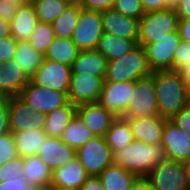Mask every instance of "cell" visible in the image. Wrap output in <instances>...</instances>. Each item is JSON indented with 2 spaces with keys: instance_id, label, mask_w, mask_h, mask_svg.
I'll return each instance as SVG.
<instances>
[{
  "instance_id": "29",
  "label": "cell",
  "mask_w": 190,
  "mask_h": 190,
  "mask_svg": "<svg viewBox=\"0 0 190 190\" xmlns=\"http://www.w3.org/2000/svg\"><path fill=\"white\" fill-rule=\"evenodd\" d=\"M104 137L113 153L134 141L131 126L128 120L122 116L116 117Z\"/></svg>"
},
{
  "instance_id": "13",
  "label": "cell",
  "mask_w": 190,
  "mask_h": 190,
  "mask_svg": "<svg viewBox=\"0 0 190 190\" xmlns=\"http://www.w3.org/2000/svg\"><path fill=\"white\" fill-rule=\"evenodd\" d=\"M181 37L178 30L168 34V37L159 39L158 42L144 47L147 62L151 71L172 70L173 57Z\"/></svg>"
},
{
  "instance_id": "55",
  "label": "cell",
  "mask_w": 190,
  "mask_h": 190,
  "mask_svg": "<svg viewBox=\"0 0 190 190\" xmlns=\"http://www.w3.org/2000/svg\"><path fill=\"white\" fill-rule=\"evenodd\" d=\"M187 175H188V182L190 186V161L186 163Z\"/></svg>"
},
{
  "instance_id": "35",
  "label": "cell",
  "mask_w": 190,
  "mask_h": 190,
  "mask_svg": "<svg viewBox=\"0 0 190 190\" xmlns=\"http://www.w3.org/2000/svg\"><path fill=\"white\" fill-rule=\"evenodd\" d=\"M55 38L52 24L38 21L28 42L36 51L45 55Z\"/></svg>"
},
{
  "instance_id": "37",
  "label": "cell",
  "mask_w": 190,
  "mask_h": 190,
  "mask_svg": "<svg viewBox=\"0 0 190 190\" xmlns=\"http://www.w3.org/2000/svg\"><path fill=\"white\" fill-rule=\"evenodd\" d=\"M19 156L12 132L0 134V166Z\"/></svg>"
},
{
  "instance_id": "22",
  "label": "cell",
  "mask_w": 190,
  "mask_h": 190,
  "mask_svg": "<svg viewBox=\"0 0 190 190\" xmlns=\"http://www.w3.org/2000/svg\"><path fill=\"white\" fill-rule=\"evenodd\" d=\"M107 58L98 50H82L71 66L72 73L106 76Z\"/></svg>"
},
{
  "instance_id": "27",
  "label": "cell",
  "mask_w": 190,
  "mask_h": 190,
  "mask_svg": "<svg viewBox=\"0 0 190 190\" xmlns=\"http://www.w3.org/2000/svg\"><path fill=\"white\" fill-rule=\"evenodd\" d=\"M77 106L70 101L46 114L44 131L48 137L60 138L67 124L76 115Z\"/></svg>"
},
{
  "instance_id": "8",
  "label": "cell",
  "mask_w": 190,
  "mask_h": 190,
  "mask_svg": "<svg viewBox=\"0 0 190 190\" xmlns=\"http://www.w3.org/2000/svg\"><path fill=\"white\" fill-rule=\"evenodd\" d=\"M101 12L81 9L71 40L82 50H95L103 33Z\"/></svg>"
},
{
  "instance_id": "10",
  "label": "cell",
  "mask_w": 190,
  "mask_h": 190,
  "mask_svg": "<svg viewBox=\"0 0 190 190\" xmlns=\"http://www.w3.org/2000/svg\"><path fill=\"white\" fill-rule=\"evenodd\" d=\"M37 112L48 114L69 102L68 93L33 84L31 81L22 90L19 96Z\"/></svg>"
},
{
  "instance_id": "53",
  "label": "cell",
  "mask_w": 190,
  "mask_h": 190,
  "mask_svg": "<svg viewBox=\"0 0 190 190\" xmlns=\"http://www.w3.org/2000/svg\"><path fill=\"white\" fill-rule=\"evenodd\" d=\"M180 0H166V9H176Z\"/></svg>"
},
{
  "instance_id": "19",
  "label": "cell",
  "mask_w": 190,
  "mask_h": 190,
  "mask_svg": "<svg viewBox=\"0 0 190 190\" xmlns=\"http://www.w3.org/2000/svg\"><path fill=\"white\" fill-rule=\"evenodd\" d=\"M29 82L30 78L14 59L0 63V97L20 96Z\"/></svg>"
},
{
  "instance_id": "4",
  "label": "cell",
  "mask_w": 190,
  "mask_h": 190,
  "mask_svg": "<svg viewBox=\"0 0 190 190\" xmlns=\"http://www.w3.org/2000/svg\"><path fill=\"white\" fill-rule=\"evenodd\" d=\"M179 17L175 9L145 12L139 20L138 45H148L177 31Z\"/></svg>"
},
{
  "instance_id": "46",
  "label": "cell",
  "mask_w": 190,
  "mask_h": 190,
  "mask_svg": "<svg viewBox=\"0 0 190 190\" xmlns=\"http://www.w3.org/2000/svg\"><path fill=\"white\" fill-rule=\"evenodd\" d=\"M177 30L181 40L190 43V19L179 18Z\"/></svg>"
},
{
  "instance_id": "51",
  "label": "cell",
  "mask_w": 190,
  "mask_h": 190,
  "mask_svg": "<svg viewBox=\"0 0 190 190\" xmlns=\"http://www.w3.org/2000/svg\"><path fill=\"white\" fill-rule=\"evenodd\" d=\"M182 75L185 86L190 91V62H187L186 65L179 71Z\"/></svg>"
},
{
  "instance_id": "41",
  "label": "cell",
  "mask_w": 190,
  "mask_h": 190,
  "mask_svg": "<svg viewBox=\"0 0 190 190\" xmlns=\"http://www.w3.org/2000/svg\"><path fill=\"white\" fill-rule=\"evenodd\" d=\"M190 138V104L188 103L172 119Z\"/></svg>"
},
{
  "instance_id": "11",
  "label": "cell",
  "mask_w": 190,
  "mask_h": 190,
  "mask_svg": "<svg viewBox=\"0 0 190 190\" xmlns=\"http://www.w3.org/2000/svg\"><path fill=\"white\" fill-rule=\"evenodd\" d=\"M104 81L105 76L71 73L68 91L69 101L76 106L98 102Z\"/></svg>"
},
{
  "instance_id": "50",
  "label": "cell",
  "mask_w": 190,
  "mask_h": 190,
  "mask_svg": "<svg viewBox=\"0 0 190 190\" xmlns=\"http://www.w3.org/2000/svg\"><path fill=\"white\" fill-rule=\"evenodd\" d=\"M131 190H153V188L146 177H138L134 181Z\"/></svg>"
},
{
  "instance_id": "45",
  "label": "cell",
  "mask_w": 190,
  "mask_h": 190,
  "mask_svg": "<svg viewBox=\"0 0 190 190\" xmlns=\"http://www.w3.org/2000/svg\"><path fill=\"white\" fill-rule=\"evenodd\" d=\"M18 6L9 3L7 0H0V18L11 22L16 14Z\"/></svg>"
},
{
  "instance_id": "32",
  "label": "cell",
  "mask_w": 190,
  "mask_h": 190,
  "mask_svg": "<svg viewBox=\"0 0 190 190\" xmlns=\"http://www.w3.org/2000/svg\"><path fill=\"white\" fill-rule=\"evenodd\" d=\"M94 136L95 134H93L85 123L75 115L65 127L60 139L68 146L77 150Z\"/></svg>"
},
{
  "instance_id": "33",
  "label": "cell",
  "mask_w": 190,
  "mask_h": 190,
  "mask_svg": "<svg viewBox=\"0 0 190 190\" xmlns=\"http://www.w3.org/2000/svg\"><path fill=\"white\" fill-rule=\"evenodd\" d=\"M38 21L52 24L70 5L65 0H32Z\"/></svg>"
},
{
  "instance_id": "42",
  "label": "cell",
  "mask_w": 190,
  "mask_h": 190,
  "mask_svg": "<svg viewBox=\"0 0 190 190\" xmlns=\"http://www.w3.org/2000/svg\"><path fill=\"white\" fill-rule=\"evenodd\" d=\"M10 132L9 98L0 97V134Z\"/></svg>"
},
{
  "instance_id": "17",
  "label": "cell",
  "mask_w": 190,
  "mask_h": 190,
  "mask_svg": "<svg viewBox=\"0 0 190 190\" xmlns=\"http://www.w3.org/2000/svg\"><path fill=\"white\" fill-rule=\"evenodd\" d=\"M103 31L126 40H138L139 20L108 9L101 12Z\"/></svg>"
},
{
  "instance_id": "18",
  "label": "cell",
  "mask_w": 190,
  "mask_h": 190,
  "mask_svg": "<svg viewBox=\"0 0 190 190\" xmlns=\"http://www.w3.org/2000/svg\"><path fill=\"white\" fill-rule=\"evenodd\" d=\"M131 126L134 140L156 145L161 143L166 119L160 115L126 118Z\"/></svg>"
},
{
  "instance_id": "54",
  "label": "cell",
  "mask_w": 190,
  "mask_h": 190,
  "mask_svg": "<svg viewBox=\"0 0 190 190\" xmlns=\"http://www.w3.org/2000/svg\"><path fill=\"white\" fill-rule=\"evenodd\" d=\"M9 3H12L16 6H23L31 2V0H7Z\"/></svg>"
},
{
  "instance_id": "1",
  "label": "cell",
  "mask_w": 190,
  "mask_h": 190,
  "mask_svg": "<svg viewBox=\"0 0 190 190\" xmlns=\"http://www.w3.org/2000/svg\"><path fill=\"white\" fill-rule=\"evenodd\" d=\"M159 115L172 119L189 102V92L179 71H153Z\"/></svg>"
},
{
  "instance_id": "31",
  "label": "cell",
  "mask_w": 190,
  "mask_h": 190,
  "mask_svg": "<svg viewBox=\"0 0 190 190\" xmlns=\"http://www.w3.org/2000/svg\"><path fill=\"white\" fill-rule=\"evenodd\" d=\"M80 51L71 39L56 37L44 56L45 59L72 66Z\"/></svg>"
},
{
  "instance_id": "44",
  "label": "cell",
  "mask_w": 190,
  "mask_h": 190,
  "mask_svg": "<svg viewBox=\"0 0 190 190\" xmlns=\"http://www.w3.org/2000/svg\"><path fill=\"white\" fill-rule=\"evenodd\" d=\"M31 188L23 177L0 183V190H31Z\"/></svg>"
},
{
  "instance_id": "26",
  "label": "cell",
  "mask_w": 190,
  "mask_h": 190,
  "mask_svg": "<svg viewBox=\"0 0 190 190\" xmlns=\"http://www.w3.org/2000/svg\"><path fill=\"white\" fill-rule=\"evenodd\" d=\"M104 190H131L134 181L138 178L124 167L110 165L98 176Z\"/></svg>"
},
{
  "instance_id": "58",
  "label": "cell",
  "mask_w": 190,
  "mask_h": 190,
  "mask_svg": "<svg viewBox=\"0 0 190 190\" xmlns=\"http://www.w3.org/2000/svg\"><path fill=\"white\" fill-rule=\"evenodd\" d=\"M31 190H49V186H44V187H32Z\"/></svg>"
},
{
  "instance_id": "12",
  "label": "cell",
  "mask_w": 190,
  "mask_h": 190,
  "mask_svg": "<svg viewBox=\"0 0 190 190\" xmlns=\"http://www.w3.org/2000/svg\"><path fill=\"white\" fill-rule=\"evenodd\" d=\"M46 114L37 112L19 96L9 98L10 131L44 129Z\"/></svg>"
},
{
  "instance_id": "36",
  "label": "cell",
  "mask_w": 190,
  "mask_h": 190,
  "mask_svg": "<svg viewBox=\"0 0 190 190\" xmlns=\"http://www.w3.org/2000/svg\"><path fill=\"white\" fill-rule=\"evenodd\" d=\"M112 9L137 20L145 14L141 0H115Z\"/></svg>"
},
{
  "instance_id": "30",
  "label": "cell",
  "mask_w": 190,
  "mask_h": 190,
  "mask_svg": "<svg viewBox=\"0 0 190 190\" xmlns=\"http://www.w3.org/2000/svg\"><path fill=\"white\" fill-rule=\"evenodd\" d=\"M13 59L31 78L43 63L45 56L36 51L28 41H18Z\"/></svg>"
},
{
  "instance_id": "52",
  "label": "cell",
  "mask_w": 190,
  "mask_h": 190,
  "mask_svg": "<svg viewBox=\"0 0 190 190\" xmlns=\"http://www.w3.org/2000/svg\"><path fill=\"white\" fill-rule=\"evenodd\" d=\"M11 35L10 22L0 18V39Z\"/></svg>"
},
{
  "instance_id": "21",
  "label": "cell",
  "mask_w": 190,
  "mask_h": 190,
  "mask_svg": "<svg viewBox=\"0 0 190 190\" xmlns=\"http://www.w3.org/2000/svg\"><path fill=\"white\" fill-rule=\"evenodd\" d=\"M88 177L89 175L86 173L84 167L76 156L67 164L52 172L51 185L66 189L79 190Z\"/></svg>"
},
{
  "instance_id": "2",
  "label": "cell",
  "mask_w": 190,
  "mask_h": 190,
  "mask_svg": "<svg viewBox=\"0 0 190 190\" xmlns=\"http://www.w3.org/2000/svg\"><path fill=\"white\" fill-rule=\"evenodd\" d=\"M113 155L114 165L124 167L138 177H146L152 169L168 160L161 143L152 145L138 140H134Z\"/></svg>"
},
{
  "instance_id": "20",
  "label": "cell",
  "mask_w": 190,
  "mask_h": 190,
  "mask_svg": "<svg viewBox=\"0 0 190 190\" xmlns=\"http://www.w3.org/2000/svg\"><path fill=\"white\" fill-rule=\"evenodd\" d=\"M37 155L53 172L75 158L76 149L68 146L60 138L47 137L38 150Z\"/></svg>"
},
{
  "instance_id": "6",
  "label": "cell",
  "mask_w": 190,
  "mask_h": 190,
  "mask_svg": "<svg viewBox=\"0 0 190 190\" xmlns=\"http://www.w3.org/2000/svg\"><path fill=\"white\" fill-rule=\"evenodd\" d=\"M146 178L153 190H190L186 163L167 160L152 169Z\"/></svg>"
},
{
  "instance_id": "9",
  "label": "cell",
  "mask_w": 190,
  "mask_h": 190,
  "mask_svg": "<svg viewBox=\"0 0 190 190\" xmlns=\"http://www.w3.org/2000/svg\"><path fill=\"white\" fill-rule=\"evenodd\" d=\"M71 73V66L44 59L30 81L41 87L68 93Z\"/></svg>"
},
{
  "instance_id": "5",
  "label": "cell",
  "mask_w": 190,
  "mask_h": 190,
  "mask_svg": "<svg viewBox=\"0 0 190 190\" xmlns=\"http://www.w3.org/2000/svg\"><path fill=\"white\" fill-rule=\"evenodd\" d=\"M113 154L105 137L96 135L76 150V156L89 176H99L112 165Z\"/></svg>"
},
{
  "instance_id": "15",
  "label": "cell",
  "mask_w": 190,
  "mask_h": 190,
  "mask_svg": "<svg viewBox=\"0 0 190 190\" xmlns=\"http://www.w3.org/2000/svg\"><path fill=\"white\" fill-rule=\"evenodd\" d=\"M161 145L169 160L187 163L190 161V138L171 119H166Z\"/></svg>"
},
{
  "instance_id": "14",
  "label": "cell",
  "mask_w": 190,
  "mask_h": 190,
  "mask_svg": "<svg viewBox=\"0 0 190 190\" xmlns=\"http://www.w3.org/2000/svg\"><path fill=\"white\" fill-rule=\"evenodd\" d=\"M135 81L104 82L98 103L117 117L124 116L134 91Z\"/></svg>"
},
{
  "instance_id": "28",
  "label": "cell",
  "mask_w": 190,
  "mask_h": 190,
  "mask_svg": "<svg viewBox=\"0 0 190 190\" xmlns=\"http://www.w3.org/2000/svg\"><path fill=\"white\" fill-rule=\"evenodd\" d=\"M18 155L22 158L37 155L42 143L48 137L43 129L12 132Z\"/></svg>"
},
{
  "instance_id": "49",
  "label": "cell",
  "mask_w": 190,
  "mask_h": 190,
  "mask_svg": "<svg viewBox=\"0 0 190 190\" xmlns=\"http://www.w3.org/2000/svg\"><path fill=\"white\" fill-rule=\"evenodd\" d=\"M175 11L179 18L190 19V0H180Z\"/></svg>"
},
{
  "instance_id": "25",
  "label": "cell",
  "mask_w": 190,
  "mask_h": 190,
  "mask_svg": "<svg viewBox=\"0 0 190 190\" xmlns=\"http://www.w3.org/2000/svg\"><path fill=\"white\" fill-rule=\"evenodd\" d=\"M137 46L138 40H126L113 34L103 32L98 41L96 50L100 51L108 61H112L123 55H127Z\"/></svg>"
},
{
  "instance_id": "57",
  "label": "cell",
  "mask_w": 190,
  "mask_h": 190,
  "mask_svg": "<svg viewBox=\"0 0 190 190\" xmlns=\"http://www.w3.org/2000/svg\"><path fill=\"white\" fill-rule=\"evenodd\" d=\"M65 1L69 2L70 4H78V5H80L83 0H65Z\"/></svg>"
},
{
  "instance_id": "39",
  "label": "cell",
  "mask_w": 190,
  "mask_h": 190,
  "mask_svg": "<svg viewBox=\"0 0 190 190\" xmlns=\"http://www.w3.org/2000/svg\"><path fill=\"white\" fill-rule=\"evenodd\" d=\"M187 62H190V43L181 40L175 50L172 71H180Z\"/></svg>"
},
{
  "instance_id": "43",
  "label": "cell",
  "mask_w": 190,
  "mask_h": 190,
  "mask_svg": "<svg viewBox=\"0 0 190 190\" xmlns=\"http://www.w3.org/2000/svg\"><path fill=\"white\" fill-rule=\"evenodd\" d=\"M115 0H83L81 8L95 12H103L112 9Z\"/></svg>"
},
{
  "instance_id": "16",
  "label": "cell",
  "mask_w": 190,
  "mask_h": 190,
  "mask_svg": "<svg viewBox=\"0 0 190 190\" xmlns=\"http://www.w3.org/2000/svg\"><path fill=\"white\" fill-rule=\"evenodd\" d=\"M76 115L96 136H105L117 117L98 102L78 105Z\"/></svg>"
},
{
  "instance_id": "38",
  "label": "cell",
  "mask_w": 190,
  "mask_h": 190,
  "mask_svg": "<svg viewBox=\"0 0 190 190\" xmlns=\"http://www.w3.org/2000/svg\"><path fill=\"white\" fill-rule=\"evenodd\" d=\"M23 158L17 156L0 166V183L22 177Z\"/></svg>"
},
{
  "instance_id": "59",
  "label": "cell",
  "mask_w": 190,
  "mask_h": 190,
  "mask_svg": "<svg viewBox=\"0 0 190 190\" xmlns=\"http://www.w3.org/2000/svg\"><path fill=\"white\" fill-rule=\"evenodd\" d=\"M189 99H188V102H189V104H190V91H189V97H188Z\"/></svg>"
},
{
  "instance_id": "3",
  "label": "cell",
  "mask_w": 190,
  "mask_h": 190,
  "mask_svg": "<svg viewBox=\"0 0 190 190\" xmlns=\"http://www.w3.org/2000/svg\"><path fill=\"white\" fill-rule=\"evenodd\" d=\"M151 74L144 47L138 45L127 55L108 62L104 82L136 81Z\"/></svg>"
},
{
  "instance_id": "47",
  "label": "cell",
  "mask_w": 190,
  "mask_h": 190,
  "mask_svg": "<svg viewBox=\"0 0 190 190\" xmlns=\"http://www.w3.org/2000/svg\"><path fill=\"white\" fill-rule=\"evenodd\" d=\"M145 12L165 10L166 0H141Z\"/></svg>"
},
{
  "instance_id": "48",
  "label": "cell",
  "mask_w": 190,
  "mask_h": 190,
  "mask_svg": "<svg viewBox=\"0 0 190 190\" xmlns=\"http://www.w3.org/2000/svg\"><path fill=\"white\" fill-rule=\"evenodd\" d=\"M79 190H104L98 176H89Z\"/></svg>"
},
{
  "instance_id": "7",
  "label": "cell",
  "mask_w": 190,
  "mask_h": 190,
  "mask_svg": "<svg viewBox=\"0 0 190 190\" xmlns=\"http://www.w3.org/2000/svg\"><path fill=\"white\" fill-rule=\"evenodd\" d=\"M159 115L154 78L148 77L135 81L134 91L130 98L124 118L147 117Z\"/></svg>"
},
{
  "instance_id": "23",
  "label": "cell",
  "mask_w": 190,
  "mask_h": 190,
  "mask_svg": "<svg viewBox=\"0 0 190 190\" xmlns=\"http://www.w3.org/2000/svg\"><path fill=\"white\" fill-rule=\"evenodd\" d=\"M37 22L38 18L31 2L19 6L15 16L10 22L11 35L17 41H28Z\"/></svg>"
},
{
  "instance_id": "24",
  "label": "cell",
  "mask_w": 190,
  "mask_h": 190,
  "mask_svg": "<svg viewBox=\"0 0 190 190\" xmlns=\"http://www.w3.org/2000/svg\"><path fill=\"white\" fill-rule=\"evenodd\" d=\"M22 177L32 187L49 186L52 171L38 155H33L23 158Z\"/></svg>"
},
{
  "instance_id": "56",
  "label": "cell",
  "mask_w": 190,
  "mask_h": 190,
  "mask_svg": "<svg viewBox=\"0 0 190 190\" xmlns=\"http://www.w3.org/2000/svg\"><path fill=\"white\" fill-rule=\"evenodd\" d=\"M49 190H72V189H66V188L49 185Z\"/></svg>"
},
{
  "instance_id": "40",
  "label": "cell",
  "mask_w": 190,
  "mask_h": 190,
  "mask_svg": "<svg viewBox=\"0 0 190 190\" xmlns=\"http://www.w3.org/2000/svg\"><path fill=\"white\" fill-rule=\"evenodd\" d=\"M17 43L12 35L0 39V63L6 64L13 59Z\"/></svg>"
},
{
  "instance_id": "34",
  "label": "cell",
  "mask_w": 190,
  "mask_h": 190,
  "mask_svg": "<svg viewBox=\"0 0 190 190\" xmlns=\"http://www.w3.org/2000/svg\"><path fill=\"white\" fill-rule=\"evenodd\" d=\"M81 9L78 4H70L64 13L52 23L57 38L71 39Z\"/></svg>"
}]
</instances>
